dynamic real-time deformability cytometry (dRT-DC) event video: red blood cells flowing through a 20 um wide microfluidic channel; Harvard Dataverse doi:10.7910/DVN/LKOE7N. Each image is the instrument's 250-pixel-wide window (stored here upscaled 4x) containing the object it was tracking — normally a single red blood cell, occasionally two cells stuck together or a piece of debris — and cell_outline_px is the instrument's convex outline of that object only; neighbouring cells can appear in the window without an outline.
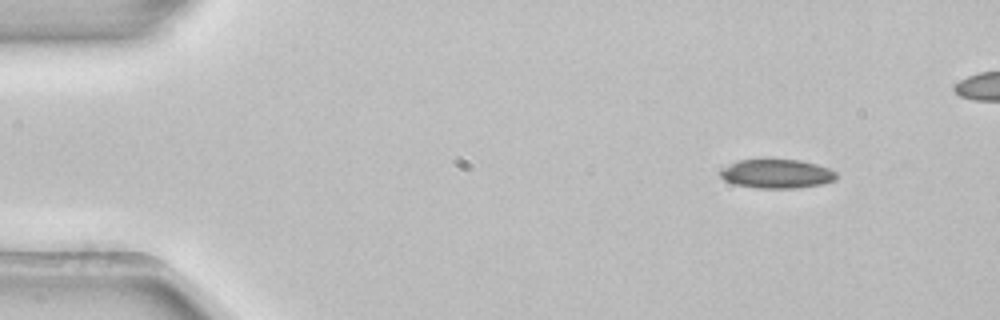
{"species": "common noctule bat (a hibernating species)", "species_latin": "Nyctalus noctula", "temperature_condition": "room temperature", "stored_images_in_passage": 3, "camera_frame_rate_fps": 3000, "um_per_image_px": 0.085, "animal": {"sex": "female", "body_mass_g": 22.7, "forearm_length_mm": 54.2}, "frame": {"image": 1, "passage_image": 1, "time_ms": 0.0, "image_size_px": [1000, 320], "cell_outline_px": [[836, 180], [824, 184], [796, 188], [756, 188], [736, 184], [724, 180], [720, 176], [720, 168], [740, 160], [800, 160], [816, 164], [828, 168], [836, 172]], "centroid_in_image_um": [66.03, 14.78], "position_along_channel_um": 19.0, "area_um2": 19.54}}